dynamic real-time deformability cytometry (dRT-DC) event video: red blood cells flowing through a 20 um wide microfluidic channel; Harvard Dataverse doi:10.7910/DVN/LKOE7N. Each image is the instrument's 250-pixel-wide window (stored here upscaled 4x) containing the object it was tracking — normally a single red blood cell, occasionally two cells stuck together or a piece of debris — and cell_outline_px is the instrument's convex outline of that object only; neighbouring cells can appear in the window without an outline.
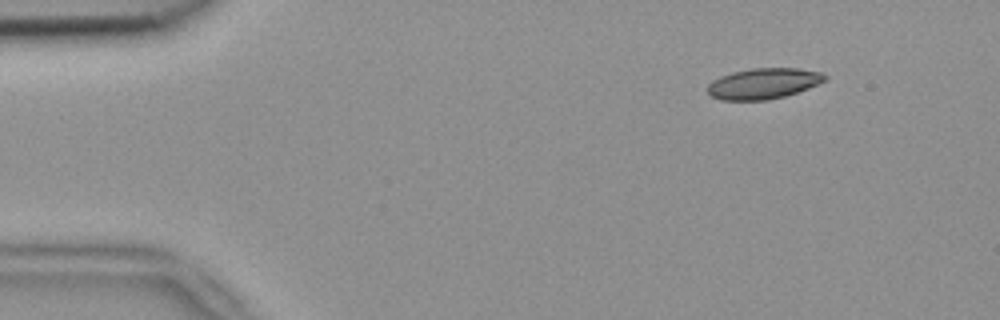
{"species": "common noctule bat (a hibernating species)", "species_latin": "Nyctalus noctula", "temperature_condition": "room temperature", "stored_images_in_passage": 3, "camera_frame_rate_fps": 3000, "um_per_image_px": 0.085, "animal": {"sex": "female", "body_mass_g": 18.4}, "frame": {"image": 1, "passage_image": 1, "time_ms": 0.0, "image_size_px": [1000, 320], "cell_outline_px": [[828, 80], [808, 88], [784, 96], [768, 100], [720, 100], [712, 96], [708, 92], [708, 84], [712, 80], [720, 76], [732, 72], [752, 68], [796, 68], [824, 72], [828, 76]], "centroid_in_image_um": [64.92, 7.09], "position_along_channel_um": 20.1, "area_um2": 21.15}}
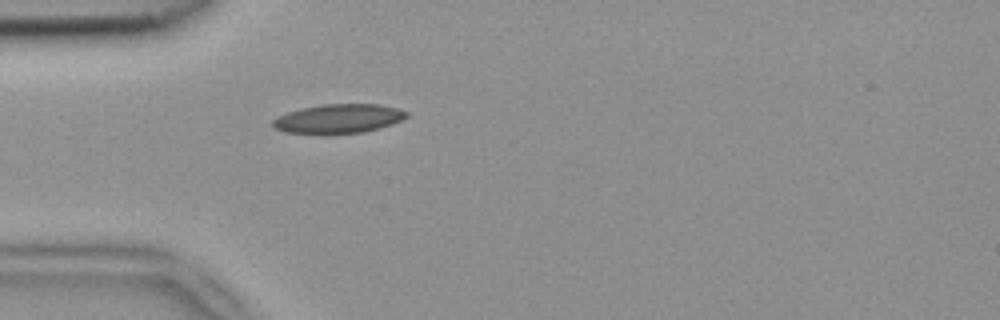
{"frame": {"image": 2, "passage_image": 3, "time_ms": 0.667, "image_size_px": [1000, 320], "cell_outline_px": [[408, 116], [392, 124], [380, 128], [364, 132], [324, 136], [284, 132], [276, 128], [272, 124], [272, 120], [276, 116], [300, 108], [324, 104], [380, 104], [396, 108], [408, 112]], "centroid_in_image_um": [28.72, 10.12], "position_along_channel_um": 56.3, "area_um2": 23.35}}